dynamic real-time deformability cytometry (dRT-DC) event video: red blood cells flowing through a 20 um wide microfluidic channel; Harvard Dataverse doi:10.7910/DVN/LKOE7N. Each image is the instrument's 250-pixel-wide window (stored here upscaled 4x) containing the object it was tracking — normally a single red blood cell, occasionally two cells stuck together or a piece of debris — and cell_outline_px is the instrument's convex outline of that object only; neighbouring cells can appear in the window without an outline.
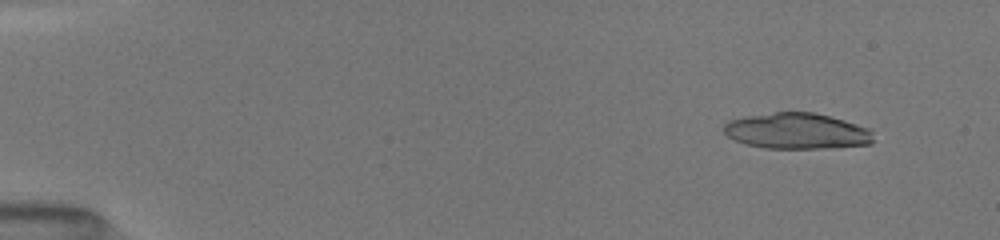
{"species": "common noctule bat (a hibernating species)", "species_latin": "Nyctalus noctula", "temperature_condition": "room temperature", "stored_images_in_passage": 40, "camera_frame_rate_fps": 3000, "um_per_image_px": 0.085, "animal": {"sex": "female", "body_mass_g": 19.5, "forearm_length_mm": 54.1}, "frame": {"image": 1, "passage_image": 5, "time_ms": 1.333, "image_size_px": [1000, 240], "cell_outline_px": [[872, 144], [832, 148], [764, 148], [744, 144], [728, 136], [724, 132], [724, 124], [728, 120], [744, 116], [776, 112], [812, 112], [844, 120], [868, 128], [872, 132]], "centroid_in_image_um": [67.71, 11.14], "position_along_channel_um": 17.3, "area_um2": 31.33}}